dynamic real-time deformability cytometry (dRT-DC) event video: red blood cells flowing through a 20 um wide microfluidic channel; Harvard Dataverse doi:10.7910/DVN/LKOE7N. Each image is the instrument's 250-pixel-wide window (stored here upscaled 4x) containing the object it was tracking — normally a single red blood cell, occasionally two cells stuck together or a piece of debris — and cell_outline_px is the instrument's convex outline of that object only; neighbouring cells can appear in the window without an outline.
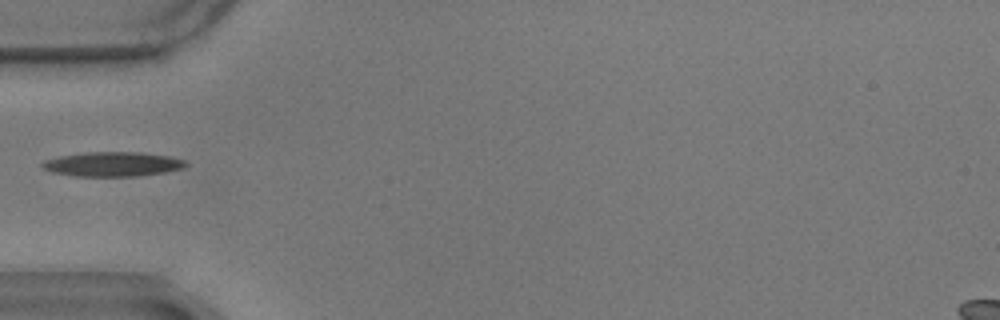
{"species": "common noctule bat (a hibernating species)", "species_latin": "Nyctalus noctula", "temperature_condition": "warm", "stored_images_in_passage": 2, "camera_frame_rate_fps": 3000, "um_per_image_px": 0.085, "animal": {"sex": "male", "body_mass_g": 17.9}, "frame": {"image": 1, "passage_image": 1, "time_ms": 0.0, "image_size_px": [1000, 320], "cell_outline_px": [[188, 164], [184, 168], [164, 172], [136, 176], [76, 176], [52, 172], [44, 168], [40, 164], [44, 160], [60, 156], [84, 152], [140, 152], [168, 156], [184, 160]], "centroid_in_image_um": [9.57, 13.95], "position_along_channel_um": 75.4, "area_um2": 20.4}}